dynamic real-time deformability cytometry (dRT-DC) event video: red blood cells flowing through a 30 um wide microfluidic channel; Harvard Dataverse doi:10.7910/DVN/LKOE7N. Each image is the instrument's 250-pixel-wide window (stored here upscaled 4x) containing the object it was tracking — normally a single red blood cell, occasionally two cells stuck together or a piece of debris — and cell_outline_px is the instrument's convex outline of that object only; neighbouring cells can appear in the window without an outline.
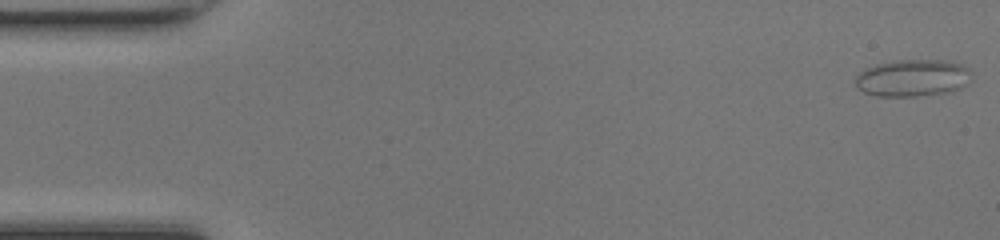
{"species": "common noctule bat (a hibernating species)", "species_latin": "Nyctalus noctula", "temperature_condition": "room temperature", "stored_images_in_passage": 49, "camera_frame_rate_fps": 3000, "um_per_image_px": 0.085, "animal": {"sex": "female", "body_mass_g": 17.0, "forearm_length_mm": 48.0}, "frame": {"image": 1, "passage_image": 1, "time_ms": 0.0, "image_size_px": [1000, 240], "cell_outline_px": [[972, 80], [968, 84], [952, 92], [916, 96], [876, 96], [864, 92], [856, 88], [856, 76], [864, 68], [876, 64], [896, 60], [944, 60], [960, 64], [968, 68], [972, 72]], "centroid_in_image_um": [77.6, 6.63], "position_along_channel_um": 7.4, "area_um2": 25.43}}
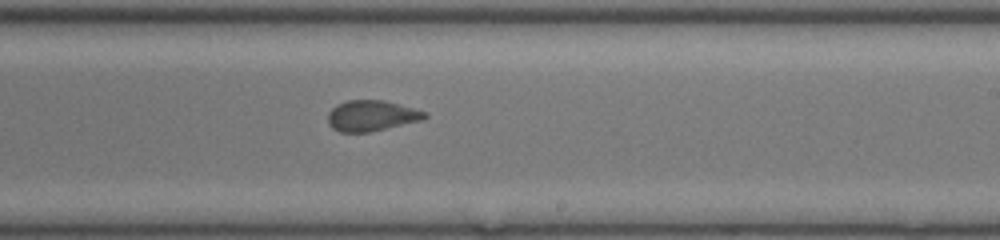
{"frame": {"image": 2, "passage_image": 29, "time_ms": 9.333, "image_size_px": [1000, 240], "cell_outline_px": [[428, 116], [424, 120], [368, 132], [340, 132], [332, 128], [328, 124], [328, 112], [336, 104], [348, 100], [384, 100], [428, 112]], "centroid_in_image_um": [31.59, 9.83], "position_along_channel_um": 257.4, "area_um2": 17.46}}
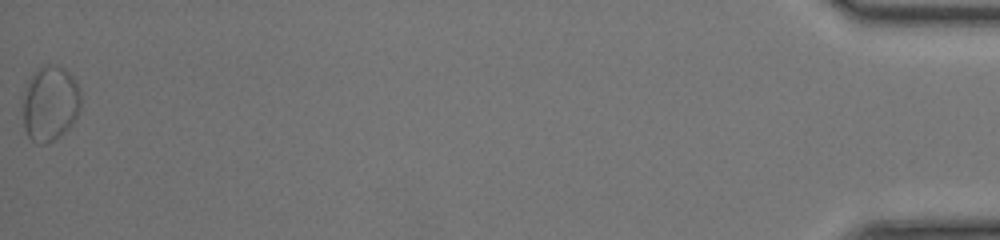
{"frame": {"image": 3, "passage_image": 49, "time_ms": 16.0, "image_size_px": [1000, 240], "cell_outline_px": [[80, 108], [72, 124], [64, 132], [52, 140], [44, 144], [36, 144], [28, 136], [24, 128], [24, 88], [32, 72], [48, 64], [56, 64], [64, 68], [76, 80], [80, 92]], "centroid_in_image_um": [4.25, 8.77], "position_along_channel_um": 430.9, "area_um2": 25.43}, "authors_computed_cell_mechanics": {"area_um2": 17.5712, "velocity_mm_per_s": 4.2292, "shape_relaxation_time_tau1_ms": 6.8571, "shape_relaxation_time_tau2_ms": 0.859, "deformation_change_tau1": 0.1072, "deformation_change_tau2": 0.0529}}